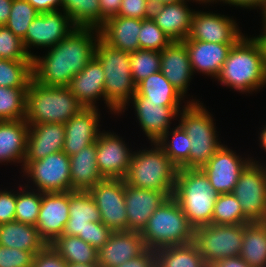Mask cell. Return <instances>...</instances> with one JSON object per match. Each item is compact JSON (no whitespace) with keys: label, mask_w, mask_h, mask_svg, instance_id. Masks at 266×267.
<instances>
[{"label":"cell","mask_w":266,"mask_h":267,"mask_svg":"<svg viewBox=\"0 0 266 267\" xmlns=\"http://www.w3.org/2000/svg\"><path fill=\"white\" fill-rule=\"evenodd\" d=\"M251 161L249 155L242 158L223 144L201 170L218 194L232 193L241 172Z\"/></svg>","instance_id":"obj_14"},{"label":"cell","mask_w":266,"mask_h":267,"mask_svg":"<svg viewBox=\"0 0 266 267\" xmlns=\"http://www.w3.org/2000/svg\"><path fill=\"white\" fill-rule=\"evenodd\" d=\"M22 172L42 193L71 191L70 157L63 151L31 161Z\"/></svg>","instance_id":"obj_11"},{"label":"cell","mask_w":266,"mask_h":267,"mask_svg":"<svg viewBox=\"0 0 266 267\" xmlns=\"http://www.w3.org/2000/svg\"><path fill=\"white\" fill-rule=\"evenodd\" d=\"M151 146V149L133 152L124 178L125 183L137 188L165 192L172 197L179 168L156 142H151Z\"/></svg>","instance_id":"obj_5"},{"label":"cell","mask_w":266,"mask_h":267,"mask_svg":"<svg viewBox=\"0 0 266 267\" xmlns=\"http://www.w3.org/2000/svg\"><path fill=\"white\" fill-rule=\"evenodd\" d=\"M160 71L185 97L194 74L189 54L183 42H172L161 51Z\"/></svg>","instance_id":"obj_26"},{"label":"cell","mask_w":266,"mask_h":267,"mask_svg":"<svg viewBox=\"0 0 266 267\" xmlns=\"http://www.w3.org/2000/svg\"><path fill=\"white\" fill-rule=\"evenodd\" d=\"M34 254L0 245V267H32Z\"/></svg>","instance_id":"obj_46"},{"label":"cell","mask_w":266,"mask_h":267,"mask_svg":"<svg viewBox=\"0 0 266 267\" xmlns=\"http://www.w3.org/2000/svg\"><path fill=\"white\" fill-rule=\"evenodd\" d=\"M216 80L242 94L265 87L264 53L256 37L243 35L233 45Z\"/></svg>","instance_id":"obj_2"},{"label":"cell","mask_w":266,"mask_h":267,"mask_svg":"<svg viewBox=\"0 0 266 267\" xmlns=\"http://www.w3.org/2000/svg\"><path fill=\"white\" fill-rule=\"evenodd\" d=\"M13 0H0V26L6 24L10 17V11Z\"/></svg>","instance_id":"obj_56"},{"label":"cell","mask_w":266,"mask_h":267,"mask_svg":"<svg viewBox=\"0 0 266 267\" xmlns=\"http://www.w3.org/2000/svg\"><path fill=\"white\" fill-rule=\"evenodd\" d=\"M244 224H209L195 228L194 243L207 266L228 257L240 256Z\"/></svg>","instance_id":"obj_9"},{"label":"cell","mask_w":266,"mask_h":267,"mask_svg":"<svg viewBox=\"0 0 266 267\" xmlns=\"http://www.w3.org/2000/svg\"><path fill=\"white\" fill-rule=\"evenodd\" d=\"M62 12V10H55L39 13L30 23L22 42L31 57L34 56L29 50L32 46L36 48L53 47L76 28L70 17Z\"/></svg>","instance_id":"obj_13"},{"label":"cell","mask_w":266,"mask_h":267,"mask_svg":"<svg viewBox=\"0 0 266 267\" xmlns=\"http://www.w3.org/2000/svg\"><path fill=\"white\" fill-rule=\"evenodd\" d=\"M258 41L260 42L263 53H264V65H265V70H266V30L261 31V34L259 36H255Z\"/></svg>","instance_id":"obj_57"},{"label":"cell","mask_w":266,"mask_h":267,"mask_svg":"<svg viewBox=\"0 0 266 267\" xmlns=\"http://www.w3.org/2000/svg\"><path fill=\"white\" fill-rule=\"evenodd\" d=\"M95 143L97 166L102 177L124 179L134 151L125 144L122 137L111 131H101Z\"/></svg>","instance_id":"obj_15"},{"label":"cell","mask_w":266,"mask_h":267,"mask_svg":"<svg viewBox=\"0 0 266 267\" xmlns=\"http://www.w3.org/2000/svg\"><path fill=\"white\" fill-rule=\"evenodd\" d=\"M141 19L114 16L99 28L100 37L119 50L129 54L140 49L139 32Z\"/></svg>","instance_id":"obj_27"},{"label":"cell","mask_w":266,"mask_h":267,"mask_svg":"<svg viewBox=\"0 0 266 267\" xmlns=\"http://www.w3.org/2000/svg\"><path fill=\"white\" fill-rule=\"evenodd\" d=\"M62 11L76 27L99 29L105 23L101 17L99 0H62Z\"/></svg>","instance_id":"obj_36"},{"label":"cell","mask_w":266,"mask_h":267,"mask_svg":"<svg viewBox=\"0 0 266 267\" xmlns=\"http://www.w3.org/2000/svg\"><path fill=\"white\" fill-rule=\"evenodd\" d=\"M112 233L113 231L102 222H89L84 229V236L78 237L98 251L109 240Z\"/></svg>","instance_id":"obj_47"},{"label":"cell","mask_w":266,"mask_h":267,"mask_svg":"<svg viewBox=\"0 0 266 267\" xmlns=\"http://www.w3.org/2000/svg\"><path fill=\"white\" fill-rule=\"evenodd\" d=\"M141 232L117 231L98 250V264L101 267L120 266L123 262L141 255L147 250Z\"/></svg>","instance_id":"obj_21"},{"label":"cell","mask_w":266,"mask_h":267,"mask_svg":"<svg viewBox=\"0 0 266 267\" xmlns=\"http://www.w3.org/2000/svg\"><path fill=\"white\" fill-rule=\"evenodd\" d=\"M19 186L17 190L19 192L16 191L15 220L36 226L42 201V192L35 188L31 189V185L28 186V184H25L23 188L22 185Z\"/></svg>","instance_id":"obj_41"},{"label":"cell","mask_w":266,"mask_h":267,"mask_svg":"<svg viewBox=\"0 0 266 267\" xmlns=\"http://www.w3.org/2000/svg\"><path fill=\"white\" fill-rule=\"evenodd\" d=\"M189 1L192 0L159 5L152 8V20L166 33L172 42H183L188 38L195 12V10L188 7L187 2Z\"/></svg>","instance_id":"obj_25"},{"label":"cell","mask_w":266,"mask_h":267,"mask_svg":"<svg viewBox=\"0 0 266 267\" xmlns=\"http://www.w3.org/2000/svg\"><path fill=\"white\" fill-rule=\"evenodd\" d=\"M104 83V69L94 56L84 69L71 79L67 87L85 108H95L98 107L96 101L100 98H103L106 104Z\"/></svg>","instance_id":"obj_24"},{"label":"cell","mask_w":266,"mask_h":267,"mask_svg":"<svg viewBox=\"0 0 266 267\" xmlns=\"http://www.w3.org/2000/svg\"><path fill=\"white\" fill-rule=\"evenodd\" d=\"M71 191H89L104 180L97 166L96 143L70 156Z\"/></svg>","instance_id":"obj_30"},{"label":"cell","mask_w":266,"mask_h":267,"mask_svg":"<svg viewBox=\"0 0 266 267\" xmlns=\"http://www.w3.org/2000/svg\"><path fill=\"white\" fill-rule=\"evenodd\" d=\"M99 29L76 27L66 38L48 48L45 56L32 57L33 80L46 86H68L95 56Z\"/></svg>","instance_id":"obj_1"},{"label":"cell","mask_w":266,"mask_h":267,"mask_svg":"<svg viewBox=\"0 0 266 267\" xmlns=\"http://www.w3.org/2000/svg\"><path fill=\"white\" fill-rule=\"evenodd\" d=\"M26 1H28L39 13L60 10L59 7H62V0H26Z\"/></svg>","instance_id":"obj_54"},{"label":"cell","mask_w":266,"mask_h":267,"mask_svg":"<svg viewBox=\"0 0 266 267\" xmlns=\"http://www.w3.org/2000/svg\"><path fill=\"white\" fill-rule=\"evenodd\" d=\"M262 15V29L261 30H266V7L262 10V13H261Z\"/></svg>","instance_id":"obj_61"},{"label":"cell","mask_w":266,"mask_h":267,"mask_svg":"<svg viewBox=\"0 0 266 267\" xmlns=\"http://www.w3.org/2000/svg\"><path fill=\"white\" fill-rule=\"evenodd\" d=\"M161 52L138 49L130 54V67L134 83L137 85L151 74L160 71Z\"/></svg>","instance_id":"obj_42"},{"label":"cell","mask_w":266,"mask_h":267,"mask_svg":"<svg viewBox=\"0 0 266 267\" xmlns=\"http://www.w3.org/2000/svg\"><path fill=\"white\" fill-rule=\"evenodd\" d=\"M28 87L0 86V121L25 119Z\"/></svg>","instance_id":"obj_39"},{"label":"cell","mask_w":266,"mask_h":267,"mask_svg":"<svg viewBox=\"0 0 266 267\" xmlns=\"http://www.w3.org/2000/svg\"><path fill=\"white\" fill-rule=\"evenodd\" d=\"M65 141V126L62 123L29 125L26 157L23 169L31 162L62 151Z\"/></svg>","instance_id":"obj_22"},{"label":"cell","mask_w":266,"mask_h":267,"mask_svg":"<svg viewBox=\"0 0 266 267\" xmlns=\"http://www.w3.org/2000/svg\"><path fill=\"white\" fill-rule=\"evenodd\" d=\"M152 8L149 0H122L117 16L143 20L151 17Z\"/></svg>","instance_id":"obj_48"},{"label":"cell","mask_w":266,"mask_h":267,"mask_svg":"<svg viewBox=\"0 0 266 267\" xmlns=\"http://www.w3.org/2000/svg\"><path fill=\"white\" fill-rule=\"evenodd\" d=\"M89 222H101V213L88 191H69V219L63 234L84 236Z\"/></svg>","instance_id":"obj_29"},{"label":"cell","mask_w":266,"mask_h":267,"mask_svg":"<svg viewBox=\"0 0 266 267\" xmlns=\"http://www.w3.org/2000/svg\"><path fill=\"white\" fill-rule=\"evenodd\" d=\"M0 245L25 250L35 255L47 243L40 236L36 226L14 220L0 225Z\"/></svg>","instance_id":"obj_31"},{"label":"cell","mask_w":266,"mask_h":267,"mask_svg":"<svg viewBox=\"0 0 266 267\" xmlns=\"http://www.w3.org/2000/svg\"><path fill=\"white\" fill-rule=\"evenodd\" d=\"M199 102L193 98L188 100L178 113L181 117L178 124L191 141L189 169H201L223 145L218 139L213 116Z\"/></svg>","instance_id":"obj_7"},{"label":"cell","mask_w":266,"mask_h":267,"mask_svg":"<svg viewBox=\"0 0 266 267\" xmlns=\"http://www.w3.org/2000/svg\"><path fill=\"white\" fill-rule=\"evenodd\" d=\"M193 1H195V2H199L198 4H207V3H212L213 2V0H193Z\"/></svg>","instance_id":"obj_62"},{"label":"cell","mask_w":266,"mask_h":267,"mask_svg":"<svg viewBox=\"0 0 266 267\" xmlns=\"http://www.w3.org/2000/svg\"><path fill=\"white\" fill-rule=\"evenodd\" d=\"M244 34L233 18L213 12L195 11L185 40L212 43H236Z\"/></svg>","instance_id":"obj_16"},{"label":"cell","mask_w":266,"mask_h":267,"mask_svg":"<svg viewBox=\"0 0 266 267\" xmlns=\"http://www.w3.org/2000/svg\"><path fill=\"white\" fill-rule=\"evenodd\" d=\"M32 79V60L0 59V86L28 87Z\"/></svg>","instance_id":"obj_40"},{"label":"cell","mask_w":266,"mask_h":267,"mask_svg":"<svg viewBox=\"0 0 266 267\" xmlns=\"http://www.w3.org/2000/svg\"><path fill=\"white\" fill-rule=\"evenodd\" d=\"M135 94L143 96L148 102H164V106L169 107H180L185 99L161 71L139 82Z\"/></svg>","instance_id":"obj_32"},{"label":"cell","mask_w":266,"mask_h":267,"mask_svg":"<svg viewBox=\"0 0 266 267\" xmlns=\"http://www.w3.org/2000/svg\"><path fill=\"white\" fill-rule=\"evenodd\" d=\"M260 146L266 152V125L263 127V130L259 134Z\"/></svg>","instance_id":"obj_59"},{"label":"cell","mask_w":266,"mask_h":267,"mask_svg":"<svg viewBox=\"0 0 266 267\" xmlns=\"http://www.w3.org/2000/svg\"><path fill=\"white\" fill-rule=\"evenodd\" d=\"M156 267H208L194 242L156 250Z\"/></svg>","instance_id":"obj_34"},{"label":"cell","mask_w":266,"mask_h":267,"mask_svg":"<svg viewBox=\"0 0 266 267\" xmlns=\"http://www.w3.org/2000/svg\"><path fill=\"white\" fill-rule=\"evenodd\" d=\"M138 40L140 49L157 52H161L172 43L166 33L152 20L151 17L141 20Z\"/></svg>","instance_id":"obj_44"},{"label":"cell","mask_w":266,"mask_h":267,"mask_svg":"<svg viewBox=\"0 0 266 267\" xmlns=\"http://www.w3.org/2000/svg\"><path fill=\"white\" fill-rule=\"evenodd\" d=\"M218 195L201 169H178L173 197L194 228L211 224Z\"/></svg>","instance_id":"obj_6"},{"label":"cell","mask_w":266,"mask_h":267,"mask_svg":"<svg viewBox=\"0 0 266 267\" xmlns=\"http://www.w3.org/2000/svg\"><path fill=\"white\" fill-rule=\"evenodd\" d=\"M95 57L104 69L106 106L111 114L120 115L125 112L126 105L136 93V84L130 67V54L114 48L99 37Z\"/></svg>","instance_id":"obj_3"},{"label":"cell","mask_w":266,"mask_h":267,"mask_svg":"<svg viewBox=\"0 0 266 267\" xmlns=\"http://www.w3.org/2000/svg\"><path fill=\"white\" fill-rule=\"evenodd\" d=\"M99 108H83L65 124V141L62 151L69 157L85 146L94 144L101 130Z\"/></svg>","instance_id":"obj_19"},{"label":"cell","mask_w":266,"mask_h":267,"mask_svg":"<svg viewBox=\"0 0 266 267\" xmlns=\"http://www.w3.org/2000/svg\"><path fill=\"white\" fill-rule=\"evenodd\" d=\"M50 245L67 263H98V251L78 236L62 234Z\"/></svg>","instance_id":"obj_35"},{"label":"cell","mask_w":266,"mask_h":267,"mask_svg":"<svg viewBox=\"0 0 266 267\" xmlns=\"http://www.w3.org/2000/svg\"><path fill=\"white\" fill-rule=\"evenodd\" d=\"M39 12L26 0H13L5 26L21 40L25 38L28 26Z\"/></svg>","instance_id":"obj_43"},{"label":"cell","mask_w":266,"mask_h":267,"mask_svg":"<svg viewBox=\"0 0 266 267\" xmlns=\"http://www.w3.org/2000/svg\"><path fill=\"white\" fill-rule=\"evenodd\" d=\"M170 131L168 130L156 143L178 168L189 169L191 141L180 125L170 128Z\"/></svg>","instance_id":"obj_37"},{"label":"cell","mask_w":266,"mask_h":267,"mask_svg":"<svg viewBox=\"0 0 266 267\" xmlns=\"http://www.w3.org/2000/svg\"><path fill=\"white\" fill-rule=\"evenodd\" d=\"M68 219L69 191L42 193L36 227L47 244L63 234Z\"/></svg>","instance_id":"obj_18"},{"label":"cell","mask_w":266,"mask_h":267,"mask_svg":"<svg viewBox=\"0 0 266 267\" xmlns=\"http://www.w3.org/2000/svg\"><path fill=\"white\" fill-rule=\"evenodd\" d=\"M66 267H101L98 263H90V264H84V263H67Z\"/></svg>","instance_id":"obj_60"},{"label":"cell","mask_w":266,"mask_h":267,"mask_svg":"<svg viewBox=\"0 0 266 267\" xmlns=\"http://www.w3.org/2000/svg\"><path fill=\"white\" fill-rule=\"evenodd\" d=\"M0 59L32 60L22 40L5 25L0 26Z\"/></svg>","instance_id":"obj_45"},{"label":"cell","mask_w":266,"mask_h":267,"mask_svg":"<svg viewBox=\"0 0 266 267\" xmlns=\"http://www.w3.org/2000/svg\"><path fill=\"white\" fill-rule=\"evenodd\" d=\"M101 17L106 21L111 17L117 16L121 7L122 0H99Z\"/></svg>","instance_id":"obj_52"},{"label":"cell","mask_w":266,"mask_h":267,"mask_svg":"<svg viewBox=\"0 0 266 267\" xmlns=\"http://www.w3.org/2000/svg\"><path fill=\"white\" fill-rule=\"evenodd\" d=\"M240 256L251 267H266V226L262 222L244 224Z\"/></svg>","instance_id":"obj_33"},{"label":"cell","mask_w":266,"mask_h":267,"mask_svg":"<svg viewBox=\"0 0 266 267\" xmlns=\"http://www.w3.org/2000/svg\"><path fill=\"white\" fill-rule=\"evenodd\" d=\"M115 267H156V250L147 249L144 253Z\"/></svg>","instance_id":"obj_51"},{"label":"cell","mask_w":266,"mask_h":267,"mask_svg":"<svg viewBox=\"0 0 266 267\" xmlns=\"http://www.w3.org/2000/svg\"><path fill=\"white\" fill-rule=\"evenodd\" d=\"M133 104L135 115L148 141L157 142L169 129L172 119L178 116L182 107L164 106V102H148L141 95H136L128 102Z\"/></svg>","instance_id":"obj_17"},{"label":"cell","mask_w":266,"mask_h":267,"mask_svg":"<svg viewBox=\"0 0 266 267\" xmlns=\"http://www.w3.org/2000/svg\"><path fill=\"white\" fill-rule=\"evenodd\" d=\"M88 192L97 205L101 222L105 226L113 232L128 231L124 179H104Z\"/></svg>","instance_id":"obj_12"},{"label":"cell","mask_w":266,"mask_h":267,"mask_svg":"<svg viewBox=\"0 0 266 267\" xmlns=\"http://www.w3.org/2000/svg\"><path fill=\"white\" fill-rule=\"evenodd\" d=\"M29 125L25 119L0 121V163H22L26 157Z\"/></svg>","instance_id":"obj_28"},{"label":"cell","mask_w":266,"mask_h":267,"mask_svg":"<svg viewBox=\"0 0 266 267\" xmlns=\"http://www.w3.org/2000/svg\"><path fill=\"white\" fill-rule=\"evenodd\" d=\"M208 267H251L241 256L217 260Z\"/></svg>","instance_id":"obj_55"},{"label":"cell","mask_w":266,"mask_h":267,"mask_svg":"<svg viewBox=\"0 0 266 267\" xmlns=\"http://www.w3.org/2000/svg\"><path fill=\"white\" fill-rule=\"evenodd\" d=\"M193 73L199 72L214 79L235 43H212L200 40H184Z\"/></svg>","instance_id":"obj_23"},{"label":"cell","mask_w":266,"mask_h":267,"mask_svg":"<svg viewBox=\"0 0 266 267\" xmlns=\"http://www.w3.org/2000/svg\"><path fill=\"white\" fill-rule=\"evenodd\" d=\"M262 164V165H261ZM232 194L252 222L266 220V164L252 158L241 172Z\"/></svg>","instance_id":"obj_10"},{"label":"cell","mask_w":266,"mask_h":267,"mask_svg":"<svg viewBox=\"0 0 266 267\" xmlns=\"http://www.w3.org/2000/svg\"><path fill=\"white\" fill-rule=\"evenodd\" d=\"M252 221L244 214L239 201L232 193L219 194L215 201L211 224L242 225Z\"/></svg>","instance_id":"obj_38"},{"label":"cell","mask_w":266,"mask_h":267,"mask_svg":"<svg viewBox=\"0 0 266 267\" xmlns=\"http://www.w3.org/2000/svg\"><path fill=\"white\" fill-rule=\"evenodd\" d=\"M194 231L195 228L172 196L153 212L141 236L148 249L157 250L194 242Z\"/></svg>","instance_id":"obj_8"},{"label":"cell","mask_w":266,"mask_h":267,"mask_svg":"<svg viewBox=\"0 0 266 267\" xmlns=\"http://www.w3.org/2000/svg\"><path fill=\"white\" fill-rule=\"evenodd\" d=\"M185 0H149L152 7L166 4H173L178 2H183Z\"/></svg>","instance_id":"obj_58"},{"label":"cell","mask_w":266,"mask_h":267,"mask_svg":"<svg viewBox=\"0 0 266 267\" xmlns=\"http://www.w3.org/2000/svg\"><path fill=\"white\" fill-rule=\"evenodd\" d=\"M0 190V225L15 220L16 191Z\"/></svg>","instance_id":"obj_50"},{"label":"cell","mask_w":266,"mask_h":267,"mask_svg":"<svg viewBox=\"0 0 266 267\" xmlns=\"http://www.w3.org/2000/svg\"><path fill=\"white\" fill-rule=\"evenodd\" d=\"M168 197L165 192L137 188L125 183L128 231L142 232L153 212Z\"/></svg>","instance_id":"obj_20"},{"label":"cell","mask_w":266,"mask_h":267,"mask_svg":"<svg viewBox=\"0 0 266 267\" xmlns=\"http://www.w3.org/2000/svg\"><path fill=\"white\" fill-rule=\"evenodd\" d=\"M83 108L67 86H46L32 79L27 89L25 121L28 125L65 124Z\"/></svg>","instance_id":"obj_4"},{"label":"cell","mask_w":266,"mask_h":267,"mask_svg":"<svg viewBox=\"0 0 266 267\" xmlns=\"http://www.w3.org/2000/svg\"><path fill=\"white\" fill-rule=\"evenodd\" d=\"M223 2L224 4H229L230 6H236L238 7H243V8H250V9H260L261 12L262 10L266 7V0H213L214 2Z\"/></svg>","instance_id":"obj_53"},{"label":"cell","mask_w":266,"mask_h":267,"mask_svg":"<svg viewBox=\"0 0 266 267\" xmlns=\"http://www.w3.org/2000/svg\"><path fill=\"white\" fill-rule=\"evenodd\" d=\"M67 262L47 244L41 251L34 255L32 267H66Z\"/></svg>","instance_id":"obj_49"}]
</instances>
